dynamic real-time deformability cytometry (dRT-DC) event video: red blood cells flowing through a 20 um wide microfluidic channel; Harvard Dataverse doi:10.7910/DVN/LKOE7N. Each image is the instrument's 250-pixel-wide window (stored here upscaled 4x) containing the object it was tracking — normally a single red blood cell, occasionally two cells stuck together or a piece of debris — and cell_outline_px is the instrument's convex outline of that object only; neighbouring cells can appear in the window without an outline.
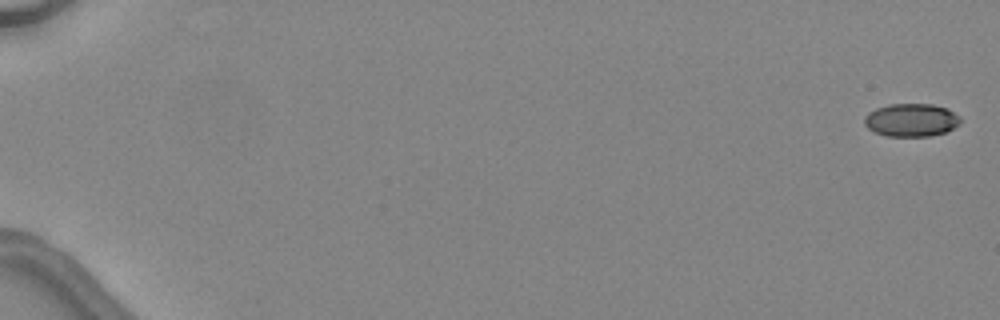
{"species": "common noctule bat (a hibernating species)", "species_latin": "Nyctalus noctula", "temperature_condition": "warm", "stored_images_in_passage": 4, "camera_frame_rate_fps": 3000, "um_per_image_px": 0.085, "animal": {"sex": "female", "body_mass_g": 24.6, "forearm_length_mm": 56.2}, "frame": {"image": 1, "passage_image": 1, "time_ms": 0.0, "image_size_px": [1000, 320], "cell_outline_px": [[960, 124], [944, 132], [928, 136], [888, 136], [876, 132], [868, 128], [864, 124], [864, 116], [868, 112], [876, 108], [888, 104], [932, 104], [948, 108], [960, 116]], "centroid_in_image_um": [77.45, 10.19], "position_along_channel_um": 7.6, "area_um2": 18.5}}
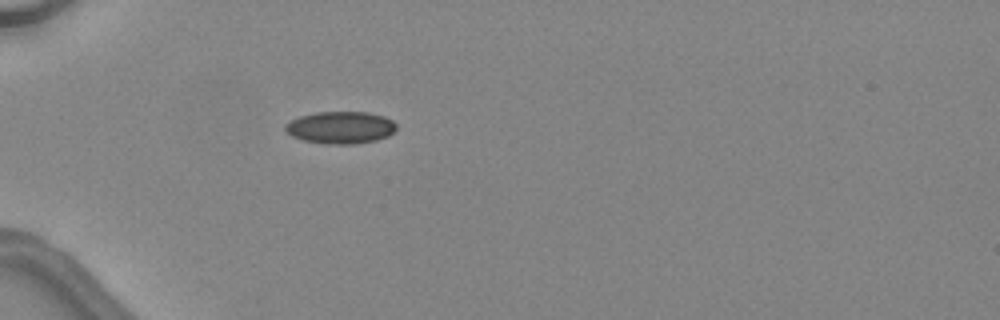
{"frame": {"image": 2, "passage_image": 4, "time_ms": 5.333, "image_size_px": [1000, 320], "cell_outline_px": [[396, 128], [388, 136], [376, 140], [352, 144], [324, 144], [304, 140], [292, 136], [284, 128], [284, 124], [300, 116], [316, 112], [368, 112], [384, 116], [392, 120], [396, 124]], "centroid_in_image_um": [28.95, 10.83], "position_along_channel_um": 56.1, "area_um2": 20.81}}